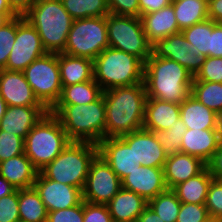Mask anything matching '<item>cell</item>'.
<instances>
[{
    "mask_svg": "<svg viewBox=\"0 0 222 222\" xmlns=\"http://www.w3.org/2000/svg\"><path fill=\"white\" fill-rule=\"evenodd\" d=\"M106 138L120 137L143 128L147 94L145 84L116 87L103 92Z\"/></svg>",
    "mask_w": 222,
    "mask_h": 222,
    "instance_id": "cell-1",
    "label": "cell"
},
{
    "mask_svg": "<svg viewBox=\"0 0 222 222\" xmlns=\"http://www.w3.org/2000/svg\"><path fill=\"white\" fill-rule=\"evenodd\" d=\"M193 75L178 62L154 56L144 63V84L148 98L181 104L191 93Z\"/></svg>",
    "mask_w": 222,
    "mask_h": 222,
    "instance_id": "cell-2",
    "label": "cell"
},
{
    "mask_svg": "<svg viewBox=\"0 0 222 222\" xmlns=\"http://www.w3.org/2000/svg\"><path fill=\"white\" fill-rule=\"evenodd\" d=\"M50 112L59 120L71 141L98 144L106 138V109L103 94L83 105H55Z\"/></svg>",
    "mask_w": 222,
    "mask_h": 222,
    "instance_id": "cell-3",
    "label": "cell"
},
{
    "mask_svg": "<svg viewBox=\"0 0 222 222\" xmlns=\"http://www.w3.org/2000/svg\"><path fill=\"white\" fill-rule=\"evenodd\" d=\"M24 18L35 27L48 53L64 51L74 19L61 0H36Z\"/></svg>",
    "mask_w": 222,
    "mask_h": 222,
    "instance_id": "cell-4",
    "label": "cell"
},
{
    "mask_svg": "<svg viewBox=\"0 0 222 222\" xmlns=\"http://www.w3.org/2000/svg\"><path fill=\"white\" fill-rule=\"evenodd\" d=\"M94 80L104 91L144 82V62L133 54L107 47L93 60Z\"/></svg>",
    "mask_w": 222,
    "mask_h": 222,
    "instance_id": "cell-5",
    "label": "cell"
},
{
    "mask_svg": "<svg viewBox=\"0 0 222 222\" xmlns=\"http://www.w3.org/2000/svg\"><path fill=\"white\" fill-rule=\"evenodd\" d=\"M97 155L98 144L71 141L40 172L48 179L83 190L90 164Z\"/></svg>",
    "mask_w": 222,
    "mask_h": 222,
    "instance_id": "cell-6",
    "label": "cell"
},
{
    "mask_svg": "<svg viewBox=\"0 0 222 222\" xmlns=\"http://www.w3.org/2000/svg\"><path fill=\"white\" fill-rule=\"evenodd\" d=\"M71 143L59 120L48 111L24 139V153L40 171Z\"/></svg>",
    "mask_w": 222,
    "mask_h": 222,
    "instance_id": "cell-7",
    "label": "cell"
},
{
    "mask_svg": "<svg viewBox=\"0 0 222 222\" xmlns=\"http://www.w3.org/2000/svg\"><path fill=\"white\" fill-rule=\"evenodd\" d=\"M109 47L106 16L73 20L62 53L94 60Z\"/></svg>",
    "mask_w": 222,
    "mask_h": 222,
    "instance_id": "cell-8",
    "label": "cell"
},
{
    "mask_svg": "<svg viewBox=\"0 0 222 222\" xmlns=\"http://www.w3.org/2000/svg\"><path fill=\"white\" fill-rule=\"evenodd\" d=\"M106 23L109 47L133 54L144 63L152 55L140 17L107 14Z\"/></svg>",
    "mask_w": 222,
    "mask_h": 222,
    "instance_id": "cell-9",
    "label": "cell"
},
{
    "mask_svg": "<svg viewBox=\"0 0 222 222\" xmlns=\"http://www.w3.org/2000/svg\"><path fill=\"white\" fill-rule=\"evenodd\" d=\"M38 101L50 111L62 93L58 53H46L23 71Z\"/></svg>",
    "mask_w": 222,
    "mask_h": 222,
    "instance_id": "cell-10",
    "label": "cell"
},
{
    "mask_svg": "<svg viewBox=\"0 0 222 222\" xmlns=\"http://www.w3.org/2000/svg\"><path fill=\"white\" fill-rule=\"evenodd\" d=\"M46 53L35 27L24 16H16V38L4 69L23 71Z\"/></svg>",
    "mask_w": 222,
    "mask_h": 222,
    "instance_id": "cell-11",
    "label": "cell"
},
{
    "mask_svg": "<svg viewBox=\"0 0 222 222\" xmlns=\"http://www.w3.org/2000/svg\"><path fill=\"white\" fill-rule=\"evenodd\" d=\"M122 188L121 179L106 161L97 155L91 162L83 192V201L107 204Z\"/></svg>",
    "mask_w": 222,
    "mask_h": 222,
    "instance_id": "cell-12",
    "label": "cell"
},
{
    "mask_svg": "<svg viewBox=\"0 0 222 222\" xmlns=\"http://www.w3.org/2000/svg\"><path fill=\"white\" fill-rule=\"evenodd\" d=\"M152 54L157 57L169 58L186 68L193 77L200 71L206 57L189 43L182 31L152 44Z\"/></svg>",
    "mask_w": 222,
    "mask_h": 222,
    "instance_id": "cell-13",
    "label": "cell"
},
{
    "mask_svg": "<svg viewBox=\"0 0 222 222\" xmlns=\"http://www.w3.org/2000/svg\"><path fill=\"white\" fill-rule=\"evenodd\" d=\"M33 187L40 195L47 212L68 209L83 201L82 189L48 179L40 171Z\"/></svg>",
    "mask_w": 222,
    "mask_h": 222,
    "instance_id": "cell-14",
    "label": "cell"
},
{
    "mask_svg": "<svg viewBox=\"0 0 222 222\" xmlns=\"http://www.w3.org/2000/svg\"><path fill=\"white\" fill-rule=\"evenodd\" d=\"M129 147H133L134 161L138 165L163 168L167 154L152 131L141 128L120 136Z\"/></svg>",
    "mask_w": 222,
    "mask_h": 222,
    "instance_id": "cell-15",
    "label": "cell"
},
{
    "mask_svg": "<svg viewBox=\"0 0 222 222\" xmlns=\"http://www.w3.org/2000/svg\"><path fill=\"white\" fill-rule=\"evenodd\" d=\"M121 182L122 188L135 192L146 201L168 189L164 179L163 168L143 165L129 172V175Z\"/></svg>",
    "mask_w": 222,
    "mask_h": 222,
    "instance_id": "cell-16",
    "label": "cell"
},
{
    "mask_svg": "<svg viewBox=\"0 0 222 222\" xmlns=\"http://www.w3.org/2000/svg\"><path fill=\"white\" fill-rule=\"evenodd\" d=\"M98 155L112 168L121 181L140 165L136 164L133 147L121 137L104 138L98 143Z\"/></svg>",
    "mask_w": 222,
    "mask_h": 222,
    "instance_id": "cell-17",
    "label": "cell"
},
{
    "mask_svg": "<svg viewBox=\"0 0 222 222\" xmlns=\"http://www.w3.org/2000/svg\"><path fill=\"white\" fill-rule=\"evenodd\" d=\"M0 95L7 106H43L22 71L0 69Z\"/></svg>",
    "mask_w": 222,
    "mask_h": 222,
    "instance_id": "cell-18",
    "label": "cell"
},
{
    "mask_svg": "<svg viewBox=\"0 0 222 222\" xmlns=\"http://www.w3.org/2000/svg\"><path fill=\"white\" fill-rule=\"evenodd\" d=\"M47 112L44 106H7L0 120V130L25 139Z\"/></svg>",
    "mask_w": 222,
    "mask_h": 222,
    "instance_id": "cell-19",
    "label": "cell"
},
{
    "mask_svg": "<svg viewBox=\"0 0 222 222\" xmlns=\"http://www.w3.org/2000/svg\"><path fill=\"white\" fill-rule=\"evenodd\" d=\"M206 163L199 157L183 152H177L167 156L163 172L168 189H173L178 184L200 174Z\"/></svg>",
    "mask_w": 222,
    "mask_h": 222,
    "instance_id": "cell-20",
    "label": "cell"
},
{
    "mask_svg": "<svg viewBox=\"0 0 222 222\" xmlns=\"http://www.w3.org/2000/svg\"><path fill=\"white\" fill-rule=\"evenodd\" d=\"M182 138L181 152L199 157L205 163L211 159L222 141L219 129H187Z\"/></svg>",
    "mask_w": 222,
    "mask_h": 222,
    "instance_id": "cell-21",
    "label": "cell"
},
{
    "mask_svg": "<svg viewBox=\"0 0 222 222\" xmlns=\"http://www.w3.org/2000/svg\"><path fill=\"white\" fill-rule=\"evenodd\" d=\"M180 119V104L147 98L143 128L149 131H165Z\"/></svg>",
    "mask_w": 222,
    "mask_h": 222,
    "instance_id": "cell-22",
    "label": "cell"
},
{
    "mask_svg": "<svg viewBox=\"0 0 222 222\" xmlns=\"http://www.w3.org/2000/svg\"><path fill=\"white\" fill-rule=\"evenodd\" d=\"M140 19L151 44L180 32L172 3L158 11L143 14Z\"/></svg>",
    "mask_w": 222,
    "mask_h": 222,
    "instance_id": "cell-23",
    "label": "cell"
},
{
    "mask_svg": "<svg viewBox=\"0 0 222 222\" xmlns=\"http://www.w3.org/2000/svg\"><path fill=\"white\" fill-rule=\"evenodd\" d=\"M38 173L25 153L0 162V176L18 190L32 188Z\"/></svg>",
    "mask_w": 222,
    "mask_h": 222,
    "instance_id": "cell-24",
    "label": "cell"
},
{
    "mask_svg": "<svg viewBox=\"0 0 222 222\" xmlns=\"http://www.w3.org/2000/svg\"><path fill=\"white\" fill-rule=\"evenodd\" d=\"M106 205L113 221L136 222L148 201L133 191L121 188Z\"/></svg>",
    "mask_w": 222,
    "mask_h": 222,
    "instance_id": "cell-25",
    "label": "cell"
},
{
    "mask_svg": "<svg viewBox=\"0 0 222 222\" xmlns=\"http://www.w3.org/2000/svg\"><path fill=\"white\" fill-rule=\"evenodd\" d=\"M180 119L190 130L219 129V115L191 94L180 104Z\"/></svg>",
    "mask_w": 222,
    "mask_h": 222,
    "instance_id": "cell-26",
    "label": "cell"
},
{
    "mask_svg": "<svg viewBox=\"0 0 222 222\" xmlns=\"http://www.w3.org/2000/svg\"><path fill=\"white\" fill-rule=\"evenodd\" d=\"M62 88L94 79L93 60L85 57L58 53Z\"/></svg>",
    "mask_w": 222,
    "mask_h": 222,
    "instance_id": "cell-27",
    "label": "cell"
},
{
    "mask_svg": "<svg viewBox=\"0 0 222 222\" xmlns=\"http://www.w3.org/2000/svg\"><path fill=\"white\" fill-rule=\"evenodd\" d=\"M212 180L213 177L206 167L200 174L178 184L172 190L183 203L205 204Z\"/></svg>",
    "mask_w": 222,
    "mask_h": 222,
    "instance_id": "cell-28",
    "label": "cell"
},
{
    "mask_svg": "<svg viewBox=\"0 0 222 222\" xmlns=\"http://www.w3.org/2000/svg\"><path fill=\"white\" fill-rule=\"evenodd\" d=\"M21 222H47L48 212L34 187L18 190Z\"/></svg>",
    "mask_w": 222,
    "mask_h": 222,
    "instance_id": "cell-29",
    "label": "cell"
},
{
    "mask_svg": "<svg viewBox=\"0 0 222 222\" xmlns=\"http://www.w3.org/2000/svg\"><path fill=\"white\" fill-rule=\"evenodd\" d=\"M103 94L99 84L93 79L62 88L59 101L55 105H83L96 101Z\"/></svg>",
    "mask_w": 222,
    "mask_h": 222,
    "instance_id": "cell-30",
    "label": "cell"
},
{
    "mask_svg": "<svg viewBox=\"0 0 222 222\" xmlns=\"http://www.w3.org/2000/svg\"><path fill=\"white\" fill-rule=\"evenodd\" d=\"M171 3L180 31L208 19L207 3L202 0H175Z\"/></svg>",
    "mask_w": 222,
    "mask_h": 222,
    "instance_id": "cell-31",
    "label": "cell"
},
{
    "mask_svg": "<svg viewBox=\"0 0 222 222\" xmlns=\"http://www.w3.org/2000/svg\"><path fill=\"white\" fill-rule=\"evenodd\" d=\"M190 94L218 115L222 112V83L193 81Z\"/></svg>",
    "mask_w": 222,
    "mask_h": 222,
    "instance_id": "cell-32",
    "label": "cell"
},
{
    "mask_svg": "<svg viewBox=\"0 0 222 222\" xmlns=\"http://www.w3.org/2000/svg\"><path fill=\"white\" fill-rule=\"evenodd\" d=\"M61 2L74 20L110 14L107 0H61Z\"/></svg>",
    "mask_w": 222,
    "mask_h": 222,
    "instance_id": "cell-33",
    "label": "cell"
},
{
    "mask_svg": "<svg viewBox=\"0 0 222 222\" xmlns=\"http://www.w3.org/2000/svg\"><path fill=\"white\" fill-rule=\"evenodd\" d=\"M148 206L153 209L164 222H176L181 201L172 189H167L150 199Z\"/></svg>",
    "mask_w": 222,
    "mask_h": 222,
    "instance_id": "cell-34",
    "label": "cell"
},
{
    "mask_svg": "<svg viewBox=\"0 0 222 222\" xmlns=\"http://www.w3.org/2000/svg\"><path fill=\"white\" fill-rule=\"evenodd\" d=\"M213 30V20L209 18L182 30L189 43L195 46L201 55L209 57L210 35Z\"/></svg>",
    "mask_w": 222,
    "mask_h": 222,
    "instance_id": "cell-35",
    "label": "cell"
},
{
    "mask_svg": "<svg viewBox=\"0 0 222 222\" xmlns=\"http://www.w3.org/2000/svg\"><path fill=\"white\" fill-rule=\"evenodd\" d=\"M187 128L184 122L179 119L170 129L165 131H154L158 143L163 147L167 155L181 152V142Z\"/></svg>",
    "mask_w": 222,
    "mask_h": 222,
    "instance_id": "cell-36",
    "label": "cell"
},
{
    "mask_svg": "<svg viewBox=\"0 0 222 222\" xmlns=\"http://www.w3.org/2000/svg\"><path fill=\"white\" fill-rule=\"evenodd\" d=\"M16 38V16L0 27V69L6 67Z\"/></svg>",
    "mask_w": 222,
    "mask_h": 222,
    "instance_id": "cell-37",
    "label": "cell"
},
{
    "mask_svg": "<svg viewBox=\"0 0 222 222\" xmlns=\"http://www.w3.org/2000/svg\"><path fill=\"white\" fill-rule=\"evenodd\" d=\"M205 207L213 222L222 221V181L212 180L206 197Z\"/></svg>",
    "mask_w": 222,
    "mask_h": 222,
    "instance_id": "cell-38",
    "label": "cell"
},
{
    "mask_svg": "<svg viewBox=\"0 0 222 222\" xmlns=\"http://www.w3.org/2000/svg\"><path fill=\"white\" fill-rule=\"evenodd\" d=\"M24 154V139L0 130V162Z\"/></svg>",
    "mask_w": 222,
    "mask_h": 222,
    "instance_id": "cell-39",
    "label": "cell"
},
{
    "mask_svg": "<svg viewBox=\"0 0 222 222\" xmlns=\"http://www.w3.org/2000/svg\"><path fill=\"white\" fill-rule=\"evenodd\" d=\"M176 222H212L205 204L183 203Z\"/></svg>",
    "mask_w": 222,
    "mask_h": 222,
    "instance_id": "cell-40",
    "label": "cell"
},
{
    "mask_svg": "<svg viewBox=\"0 0 222 222\" xmlns=\"http://www.w3.org/2000/svg\"><path fill=\"white\" fill-rule=\"evenodd\" d=\"M193 81L222 83V57H206Z\"/></svg>",
    "mask_w": 222,
    "mask_h": 222,
    "instance_id": "cell-41",
    "label": "cell"
},
{
    "mask_svg": "<svg viewBox=\"0 0 222 222\" xmlns=\"http://www.w3.org/2000/svg\"><path fill=\"white\" fill-rule=\"evenodd\" d=\"M0 222H20L18 189L0 199Z\"/></svg>",
    "mask_w": 222,
    "mask_h": 222,
    "instance_id": "cell-42",
    "label": "cell"
},
{
    "mask_svg": "<svg viewBox=\"0 0 222 222\" xmlns=\"http://www.w3.org/2000/svg\"><path fill=\"white\" fill-rule=\"evenodd\" d=\"M83 222H113L106 204L83 201Z\"/></svg>",
    "mask_w": 222,
    "mask_h": 222,
    "instance_id": "cell-43",
    "label": "cell"
},
{
    "mask_svg": "<svg viewBox=\"0 0 222 222\" xmlns=\"http://www.w3.org/2000/svg\"><path fill=\"white\" fill-rule=\"evenodd\" d=\"M110 14L140 17L138 0H107Z\"/></svg>",
    "mask_w": 222,
    "mask_h": 222,
    "instance_id": "cell-44",
    "label": "cell"
},
{
    "mask_svg": "<svg viewBox=\"0 0 222 222\" xmlns=\"http://www.w3.org/2000/svg\"><path fill=\"white\" fill-rule=\"evenodd\" d=\"M47 222H83V201L68 209L48 212Z\"/></svg>",
    "mask_w": 222,
    "mask_h": 222,
    "instance_id": "cell-45",
    "label": "cell"
},
{
    "mask_svg": "<svg viewBox=\"0 0 222 222\" xmlns=\"http://www.w3.org/2000/svg\"><path fill=\"white\" fill-rule=\"evenodd\" d=\"M209 57H222V27L214 21L210 35Z\"/></svg>",
    "mask_w": 222,
    "mask_h": 222,
    "instance_id": "cell-46",
    "label": "cell"
},
{
    "mask_svg": "<svg viewBox=\"0 0 222 222\" xmlns=\"http://www.w3.org/2000/svg\"><path fill=\"white\" fill-rule=\"evenodd\" d=\"M206 166L214 180L222 181V141Z\"/></svg>",
    "mask_w": 222,
    "mask_h": 222,
    "instance_id": "cell-47",
    "label": "cell"
},
{
    "mask_svg": "<svg viewBox=\"0 0 222 222\" xmlns=\"http://www.w3.org/2000/svg\"><path fill=\"white\" fill-rule=\"evenodd\" d=\"M140 16L154 11H158L171 4L170 0H138Z\"/></svg>",
    "mask_w": 222,
    "mask_h": 222,
    "instance_id": "cell-48",
    "label": "cell"
},
{
    "mask_svg": "<svg viewBox=\"0 0 222 222\" xmlns=\"http://www.w3.org/2000/svg\"><path fill=\"white\" fill-rule=\"evenodd\" d=\"M36 0H7L11 9L19 16H24Z\"/></svg>",
    "mask_w": 222,
    "mask_h": 222,
    "instance_id": "cell-49",
    "label": "cell"
},
{
    "mask_svg": "<svg viewBox=\"0 0 222 222\" xmlns=\"http://www.w3.org/2000/svg\"><path fill=\"white\" fill-rule=\"evenodd\" d=\"M207 8L210 20L216 23L222 20V0H209Z\"/></svg>",
    "mask_w": 222,
    "mask_h": 222,
    "instance_id": "cell-50",
    "label": "cell"
},
{
    "mask_svg": "<svg viewBox=\"0 0 222 222\" xmlns=\"http://www.w3.org/2000/svg\"><path fill=\"white\" fill-rule=\"evenodd\" d=\"M136 222H164L148 205L140 214Z\"/></svg>",
    "mask_w": 222,
    "mask_h": 222,
    "instance_id": "cell-51",
    "label": "cell"
},
{
    "mask_svg": "<svg viewBox=\"0 0 222 222\" xmlns=\"http://www.w3.org/2000/svg\"><path fill=\"white\" fill-rule=\"evenodd\" d=\"M16 190L5 178L0 176V199L12 194Z\"/></svg>",
    "mask_w": 222,
    "mask_h": 222,
    "instance_id": "cell-52",
    "label": "cell"
},
{
    "mask_svg": "<svg viewBox=\"0 0 222 222\" xmlns=\"http://www.w3.org/2000/svg\"><path fill=\"white\" fill-rule=\"evenodd\" d=\"M0 14H16L9 6L7 0H0Z\"/></svg>",
    "mask_w": 222,
    "mask_h": 222,
    "instance_id": "cell-53",
    "label": "cell"
},
{
    "mask_svg": "<svg viewBox=\"0 0 222 222\" xmlns=\"http://www.w3.org/2000/svg\"><path fill=\"white\" fill-rule=\"evenodd\" d=\"M18 16L17 14H0V27L6 23L9 19Z\"/></svg>",
    "mask_w": 222,
    "mask_h": 222,
    "instance_id": "cell-54",
    "label": "cell"
},
{
    "mask_svg": "<svg viewBox=\"0 0 222 222\" xmlns=\"http://www.w3.org/2000/svg\"><path fill=\"white\" fill-rule=\"evenodd\" d=\"M6 108H7V104L2 98V96L0 95V120L3 118Z\"/></svg>",
    "mask_w": 222,
    "mask_h": 222,
    "instance_id": "cell-55",
    "label": "cell"
},
{
    "mask_svg": "<svg viewBox=\"0 0 222 222\" xmlns=\"http://www.w3.org/2000/svg\"><path fill=\"white\" fill-rule=\"evenodd\" d=\"M219 131L222 137V112L219 114Z\"/></svg>",
    "mask_w": 222,
    "mask_h": 222,
    "instance_id": "cell-56",
    "label": "cell"
},
{
    "mask_svg": "<svg viewBox=\"0 0 222 222\" xmlns=\"http://www.w3.org/2000/svg\"><path fill=\"white\" fill-rule=\"evenodd\" d=\"M218 24L222 27V20L218 22Z\"/></svg>",
    "mask_w": 222,
    "mask_h": 222,
    "instance_id": "cell-57",
    "label": "cell"
}]
</instances>
